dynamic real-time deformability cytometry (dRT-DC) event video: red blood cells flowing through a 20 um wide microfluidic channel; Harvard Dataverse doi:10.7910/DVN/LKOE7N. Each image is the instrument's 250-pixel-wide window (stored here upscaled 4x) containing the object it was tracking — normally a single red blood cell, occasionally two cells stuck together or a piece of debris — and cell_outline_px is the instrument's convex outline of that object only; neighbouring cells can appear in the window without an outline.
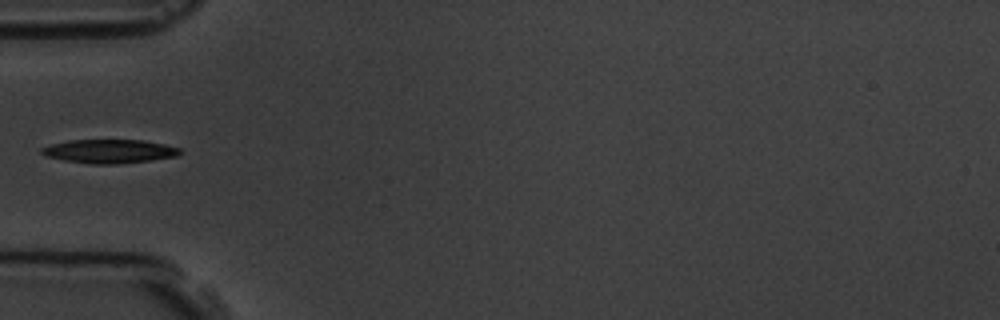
{"species": "common noctule bat (a hibernating species)", "species_latin": "Nyctalus noctula", "temperature_condition": "room temperature", "stored_images_in_passage": 5, "camera_frame_rate_fps": 3000, "um_per_image_px": 0.085, "animal": {"sex": "male", "body_mass_g": 19.5, "forearm_length_mm": 54.6}, "frame": {"image": 1, "passage_image": 5, "time_ms": 4.333, "image_size_px": [1000, 320], "cell_outline_px": [[180, 152], [176, 156], [148, 160], [116, 164], [88, 164], [64, 160], [48, 156], [40, 152], [40, 148], [52, 144], [68, 140], [144, 140], [164, 144], [180, 148]], "centroid_in_image_um": [9.26, 12.85], "position_along_channel_um": 75.7, "area_um2": 18.96}}